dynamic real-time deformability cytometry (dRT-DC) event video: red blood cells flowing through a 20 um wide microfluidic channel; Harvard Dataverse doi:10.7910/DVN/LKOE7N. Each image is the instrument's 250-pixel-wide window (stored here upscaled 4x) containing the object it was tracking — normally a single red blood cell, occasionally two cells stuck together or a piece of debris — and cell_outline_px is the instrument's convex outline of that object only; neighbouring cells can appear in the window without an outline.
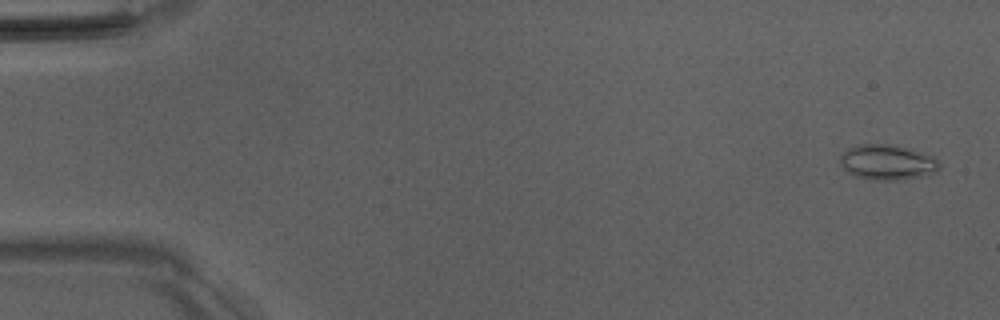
{"species": "Egyptian fruit bat (a non-hibernating species)", "species_latin": "Rousettus aegyptiacus", "temperature_condition": "room temperature", "stored_images_in_passage": 23, "camera_frame_rate_fps": 3000, "um_per_image_px": 0.085, "animal": {"sex": "male"}, "frame": {"image": 1, "passage_image": 2, "time_ms": 0.333, "image_size_px": [1000, 320], "cell_outline_px": [[940, 164], [936, 172], [920, 176], [896, 180], [876, 180], [856, 176], [848, 172], [840, 164], [840, 156], [848, 148], [860, 144], [892, 144], [912, 148], [932, 156]], "centroid_in_image_um": [75.42, 13.77], "position_along_channel_um": 9.6, "area_um2": 20.29}}
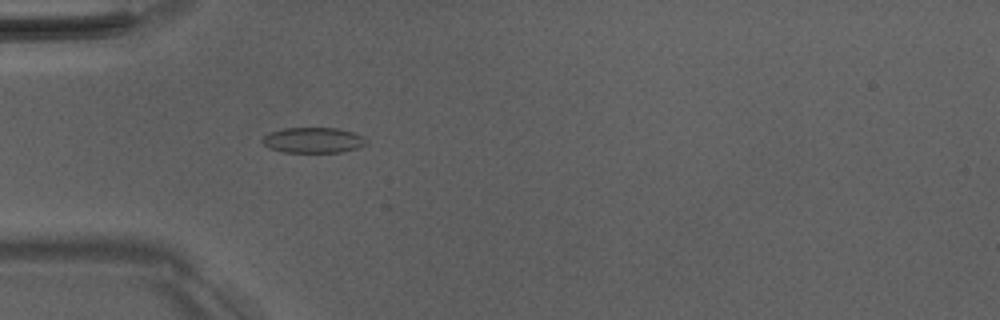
{"frame": {"image": 2, "passage_image": 16, "time_ms": 5.0, "image_size_px": [1000, 320], "cell_outline_px": [[368, 144], [344, 152], [284, 152], [268, 148], [260, 140], [264, 136], [272, 132], [284, 128], [340, 128], [364, 136], [368, 140]], "centroid_in_image_um": [26.66, 11.92], "position_along_channel_um": 58.3, "area_um2": 15.55}}
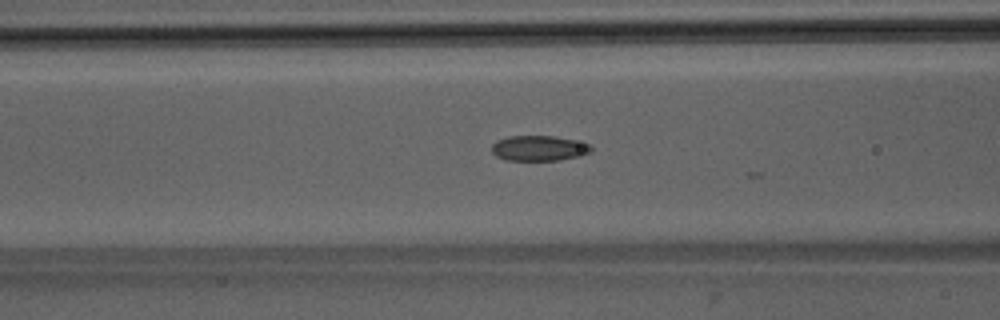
{"frame": {"image": 3, "passage_image": 21, "time_ms": 6.667, "image_size_px": [1000, 320], "cell_outline_px": [[592, 152], [580, 156], [560, 160], [508, 160], [496, 156], [492, 152], [492, 144], [496, 140], [508, 136], [552, 136], [592, 144]], "centroid_in_image_um": [45.82, 12.6], "position_along_channel_um": 120.8, "area_um2": 14.68}}